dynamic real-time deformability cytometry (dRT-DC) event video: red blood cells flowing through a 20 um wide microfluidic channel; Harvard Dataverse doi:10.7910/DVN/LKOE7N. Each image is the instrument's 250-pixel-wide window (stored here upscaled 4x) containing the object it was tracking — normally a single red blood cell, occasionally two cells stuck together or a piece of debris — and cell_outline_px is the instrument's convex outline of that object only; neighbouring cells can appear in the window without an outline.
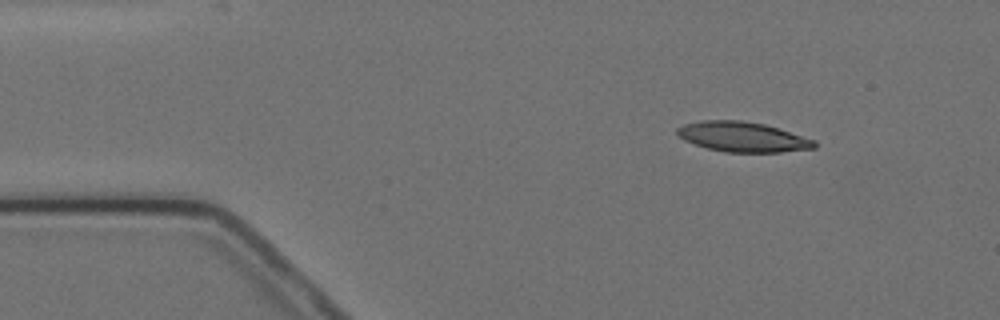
{"species": "Egyptian fruit bat (a non-hibernating species)", "species_latin": "Rousettus aegyptiacus", "temperature_condition": "cold", "stored_images_in_passage": 3, "camera_frame_rate_fps": 3000, "um_per_image_px": 0.085, "animal": {"sex": "female"}, "frame": {"image": 1, "passage_image": 1, "time_ms": 0.0, "image_size_px": [1000, 320], "cell_outline_px": [[816, 148], [780, 152], [724, 152], [708, 148], [684, 140], [676, 132], [676, 128], [684, 124], [704, 120], [740, 120], [764, 124], [816, 140]], "centroid_in_image_um": [63.13, 11.63], "position_along_channel_um": 21.9, "area_um2": 23.81}}